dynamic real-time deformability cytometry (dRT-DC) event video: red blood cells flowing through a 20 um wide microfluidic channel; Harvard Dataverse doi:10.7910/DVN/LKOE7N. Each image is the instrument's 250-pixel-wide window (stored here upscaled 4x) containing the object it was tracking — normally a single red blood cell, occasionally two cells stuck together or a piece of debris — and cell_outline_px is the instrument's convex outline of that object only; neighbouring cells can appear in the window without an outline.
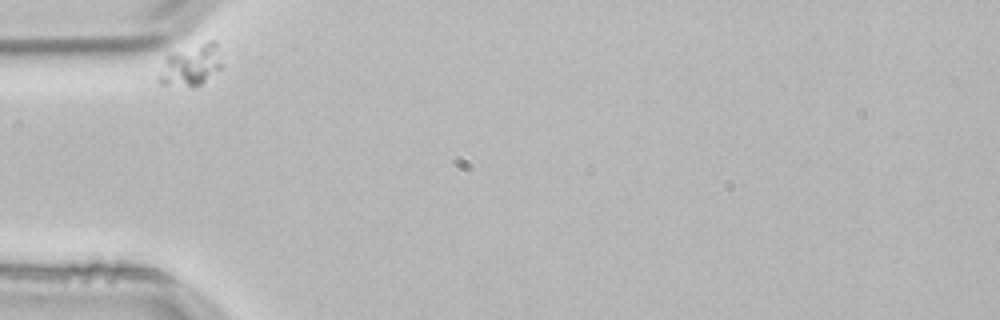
{"species": "common noctule bat (a hibernating species)", "species_latin": "Nyctalus noctula", "temperature_condition": "room temperature", "stored_images_in_passage": 2, "camera_frame_rate_fps": 3000, "um_per_image_px": 0.085, "animal": {"sex": "male", "body_mass_g": 21.5, "forearm_length_mm": 52.0}, "frame": {"image": 1, "passage_image": 1, "time_ms": 0.0, "image_size_px": [1000, 320], "cell_outline_px": [[220, 68], [200, 84], [192, 88], [160, 84], [156, 80], [164, 56], [168, 52], [208, 40], [216, 40], [220, 64]], "centroid_in_image_um": [16.12, 5.52], "position_along_channel_um": 68.9, "area_um2": 15.61}}
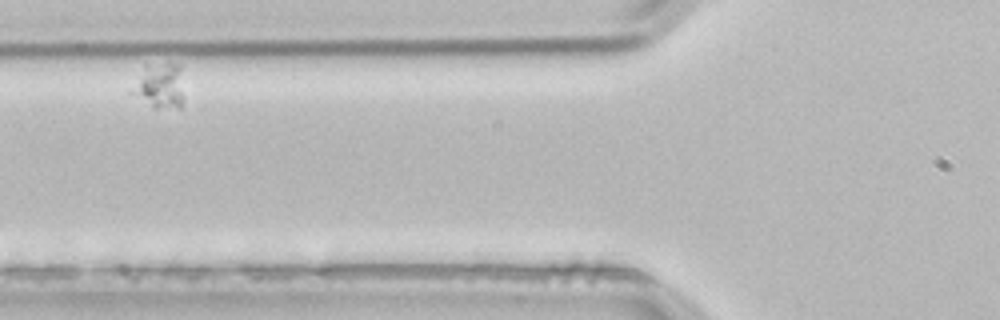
{"frame": {"image": 2, "passage_image": 2, "time_ms": 0.333, "image_size_px": [1000, 320], "cell_outline_px": [[184, 100], [180, 108], [156, 108], [128, 92], [144, 64], [168, 60], [180, 64]], "centroid_in_image_um": [13.58, 7.22], "position_along_channel_um": 112.2, "area_um2": 14.45}}